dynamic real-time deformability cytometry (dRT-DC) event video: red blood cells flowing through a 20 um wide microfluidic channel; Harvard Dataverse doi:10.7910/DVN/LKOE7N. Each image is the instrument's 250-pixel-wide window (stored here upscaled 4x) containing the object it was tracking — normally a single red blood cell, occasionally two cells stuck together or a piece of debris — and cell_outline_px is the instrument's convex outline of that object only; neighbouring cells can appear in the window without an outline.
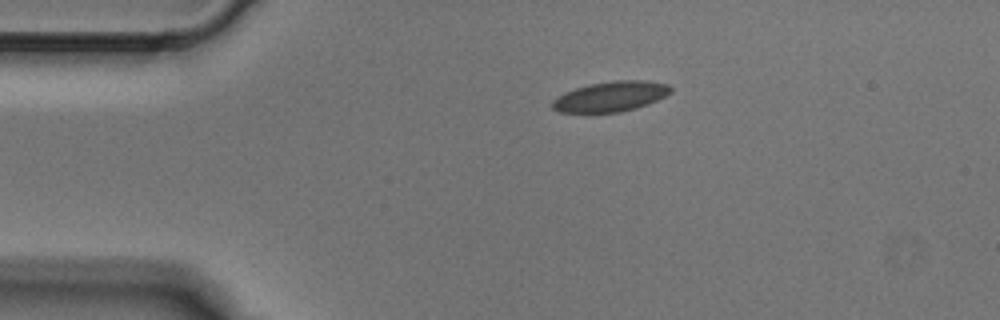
{"species": "Egyptian fruit bat (a non-hibernating species)", "species_latin": "Rousettus aegyptiacus", "temperature_condition": "cold", "stored_images_in_passage": 2, "camera_frame_rate_fps": 3000, "um_per_image_px": 0.085, "animal": {"sex": "male"}, "frame": {"image": 1, "passage_image": 1, "time_ms": 0.0, "image_size_px": [1000, 320], "cell_outline_px": [[672, 92], [648, 104], [636, 108], [620, 112], [560, 112], [552, 108], [552, 100], [556, 96], [564, 92], [588, 84], [612, 80], [644, 80], [668, 84], [672, 88]], "centroid_in_image_um": [51.9, 8.19], "position_along_channel_um": 33.1, "area_um2": 20.87}}